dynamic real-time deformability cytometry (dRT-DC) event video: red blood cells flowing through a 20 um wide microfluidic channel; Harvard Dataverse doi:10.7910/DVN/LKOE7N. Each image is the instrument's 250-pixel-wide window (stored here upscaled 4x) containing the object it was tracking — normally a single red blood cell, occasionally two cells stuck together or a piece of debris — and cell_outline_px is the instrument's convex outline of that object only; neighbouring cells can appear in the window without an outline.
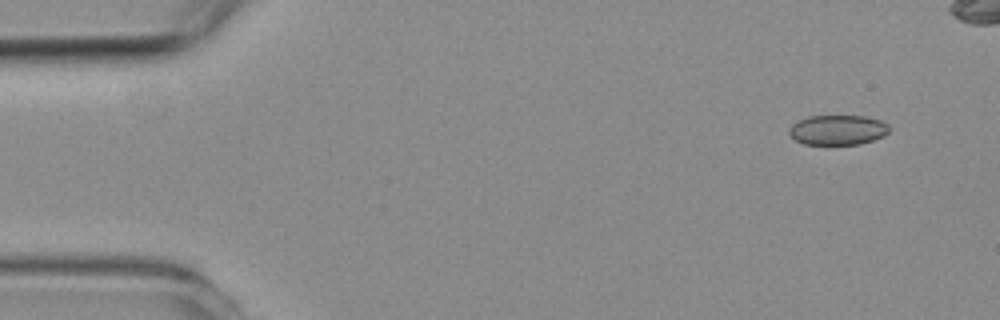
{"species": "common noctule bat (a hibernating species)", "species_latin": "Nyctalus noctula", "temperature_condition": "room temperature", "stored_images_in_passage": 5, "camera_frame_rate_fps": 3000, "um_per_image_px": 0.085, "animal": {"sex": "female", "body_mass_g": 19.3, "forearm_length_mm": 54.1}, "frame": {"image": 1, "passage_image": 1, "time_ms": 0.0, "image_size_px": [1000, 320], "cell_outline_px": [[892, 128], [884, 136], [860, 144], [804, 144], [796, 140], [788, 132], [792, 124], [808, 116], [864, 116], [880, 120], [888, 124]], "centroid_in_image_um": [71.24, 11.04], "position_along_channel_um": 13.8, "area_um2": 17.4}}
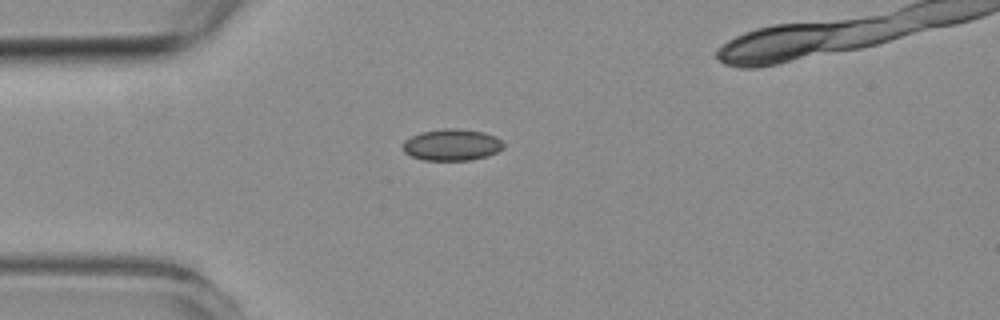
{"frame": {"image": 2, "passage_image": 4, "time_ms": 3.333, "image_size_px": [1000, 320], "cell_outline_px": [[504, 148], [488, 156], [472, 160], [424, 160], [412, 156], [404, 152], [400, 148], [404, 140], [420, 132], [444, 128], [460, 128], [484, 132], [496, 136], [504, 144]], "centroid_in_image_um": [38.4, 12.3], "position_along_channel_um": 46.6, "area_um2": 18.79}}